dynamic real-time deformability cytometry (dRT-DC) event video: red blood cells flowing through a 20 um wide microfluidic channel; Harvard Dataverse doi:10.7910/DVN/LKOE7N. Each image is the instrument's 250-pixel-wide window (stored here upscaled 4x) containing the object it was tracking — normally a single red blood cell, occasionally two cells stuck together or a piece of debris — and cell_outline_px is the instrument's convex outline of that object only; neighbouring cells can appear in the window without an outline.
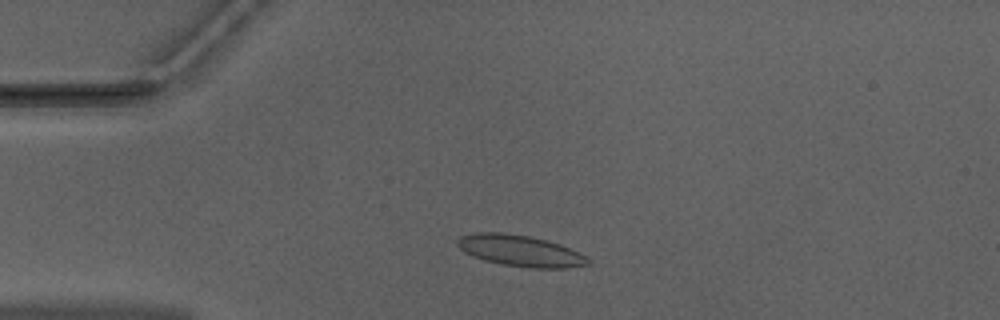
{"species": "Egyptian fruit bat (a non-hibernating species)", "species_latin": "Rousettus aegyptiacus", "temperature_condition": "warm", "stored_images_in_passage": 46, "camera_frame_rate_fps": 3000, "um_per_image_px": 0.085, "animal": {"sex": "male"}, "frame": {"image": 1, "passage_image": 7, "time_ms": 2.0, "image_size_px": [1000, 320], "cell_outline_px": [[592, 264], [568, 268], [532, 268], [500, 264], [484, 260], [472, 256], [464, 252], [456, 244], [456, 240], [460, 236], [476, 232], [504, 232], [528, 236], [548, 240], [560, 244], [588, 256], [592, 260]], "centroid_in_image_um": [44.25, 21.32], "position_along_channel_um": 40.7, "area_um2": 24.16}}
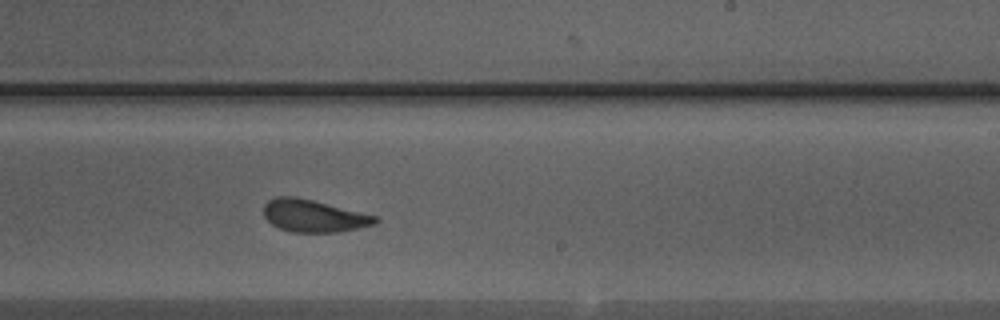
{"frame": {"image": 2, "passage_image": 26, "time_ms": 8.333, "image_size_px": [1000, 320], "cell_outline_px": [[380, 220], [376, 224], [340, 232], [292, 232], [280, 228], [272, 224], [264, 216], [264, 204], [268, 200], [276, 196], [296, 196], [376, 216]], "centroid_in_image_um": [26.65, 18.35], "position_along_channel_um": 262.4, "area_um2": 20.92}}
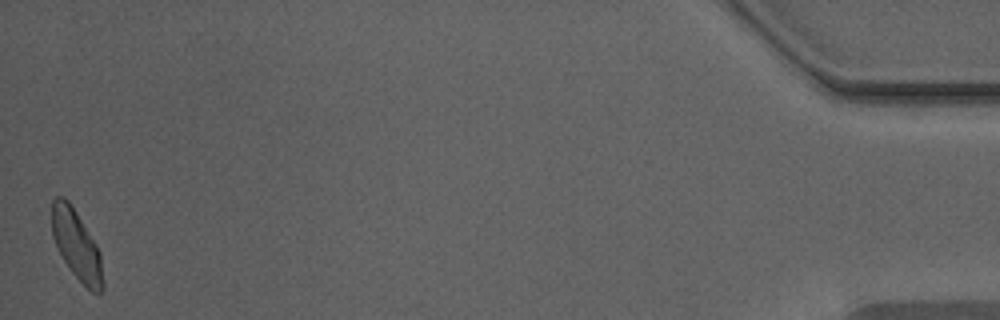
{"frame": {"image": 3, "passage_image": 46, "time_ms": 15.0, "image_size_px": [1000, 320], "cell_outline_px": [[104, 292], [92, 292], [72, 272], [64, 260], [52, 236], [52, 200], [56, 196], [64, 196], [68, 200], [76, 212], [96, 244], [100, 252], [104, 284]], "centroid_in_image_um": [6.52, 20.82], "position_along_channel_um": 428.7, "area_um2": 20.4}, "authors_computed_cell_mechanics": {"area_um2": 21.2993, "velocity_mm_per_s": 3.9496, "shape_relaxation_time_tau1_ms": 4.1379, "shape_relaxation_time_tau2_ms": 1.1725, "deformation_change_tau1": 0.1203, "deformation_change_tau2": 0.0702}}